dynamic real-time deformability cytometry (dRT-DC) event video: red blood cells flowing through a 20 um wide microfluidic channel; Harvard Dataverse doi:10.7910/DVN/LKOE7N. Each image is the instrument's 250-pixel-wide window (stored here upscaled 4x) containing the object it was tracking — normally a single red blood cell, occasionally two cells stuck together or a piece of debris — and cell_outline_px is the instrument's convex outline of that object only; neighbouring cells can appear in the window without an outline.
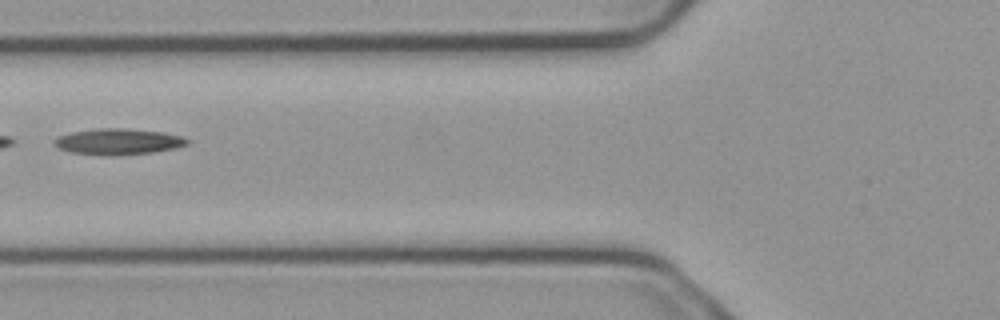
{"species": "common noctule bat (a hibernating species)", "species_latin": "Nyctalus noctula", "temperature_condition": "cold", "stored_images_in_passage": 4, "camera_frame_rate_fps": 3000, "um_per_image_px": 0.085, "animal": {"sex": "male", "body_mass_g": 23.1, "forearm_length_mm": 52.7}, "frame": {"image": 1, "passage_image": 4, "time_ms": 1.0, "image_size_px": [1000, 320], "cell_outline_px": [[188, 144], [176, 148], [152, 152], [120, 156], [108, 156], [72, 152], [60, 148], [52, 140], [60, 136], [72, 132], [96, 128], [128, 128], [164, 132], [180, 136], [188, 140]], "centroid_in_image_um": [10.07, 12.04], "position_along_channel_um": 115.7, "area_um2": 20.17}}